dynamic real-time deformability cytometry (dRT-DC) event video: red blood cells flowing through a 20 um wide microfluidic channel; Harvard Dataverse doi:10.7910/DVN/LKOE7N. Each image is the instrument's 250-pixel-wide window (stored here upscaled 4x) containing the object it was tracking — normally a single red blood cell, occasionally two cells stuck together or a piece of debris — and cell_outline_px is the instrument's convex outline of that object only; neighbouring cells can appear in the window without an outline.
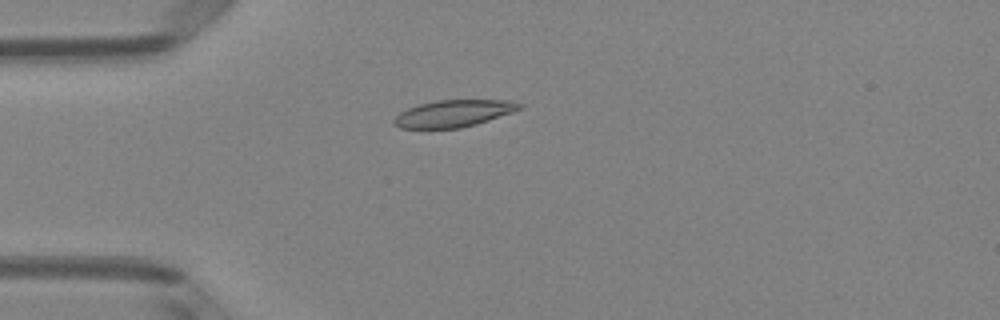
{"species": "Egyptian fruit bat (a non-hibernating species)", "species_latin": "Rousettus aegyptiacus", "temperature_condition": "room temperature", "stored_images_in_passage": 2, "camera_frame_rate_fps": 3000, "um_per_image_px": 0.085, "animal": {"sex": "female"}, "frame": {"image": 1, "passage_image": 2, "time_ms": 0.333, "image_size_px": [1000, 320], "cell_outline_px": [[524, 108], [476, 124], [460, 128], [400, 128], [392, 124], [392, 120], [400, 112], [408, 108], [420, 104], [436, 100], [508, 100], [524, 104]], "centroid_in_image_um": [38.56, 9.64], "position_along_channel_um": 46.4, "area_um2": 19.71}}